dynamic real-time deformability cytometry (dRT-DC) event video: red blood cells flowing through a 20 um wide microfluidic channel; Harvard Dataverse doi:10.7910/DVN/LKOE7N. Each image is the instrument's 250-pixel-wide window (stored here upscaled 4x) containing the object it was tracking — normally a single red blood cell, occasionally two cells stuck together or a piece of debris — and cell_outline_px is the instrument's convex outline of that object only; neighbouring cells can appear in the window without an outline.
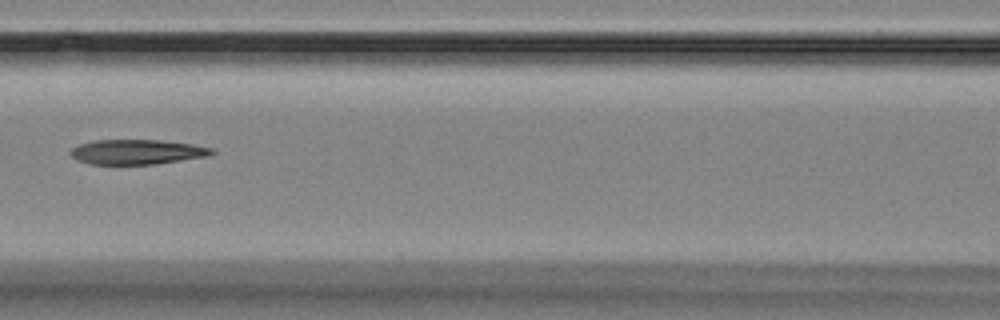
{"species": "Egyptian fruit bat (a non-hibernating species)", "species_latin": "Rousettus aegyptiacus", "temperature_condition": "room temperature", "stored_images_in_passage": 13, "camera_frame_rate_fps": 3000, "um_per_image_px": 0.085, "animal": {"sex": "female"}, "frame": {"image": 1, "passage_image": 6, "time_ms": 6.0, "image_size_px": [1000, 320], "cell_outline_px": [[216, 152], [208, 156], [156, 164], [88, 164], [76, 160], [68, 152], [72, 148], [80, 144], [96, 140], [160, 140], [192, 144], [212, 148]], "centroid_in_image_um": [11.63, 12.91], "position_along_channel_um": 155.0, "area_um2": 20.46}}
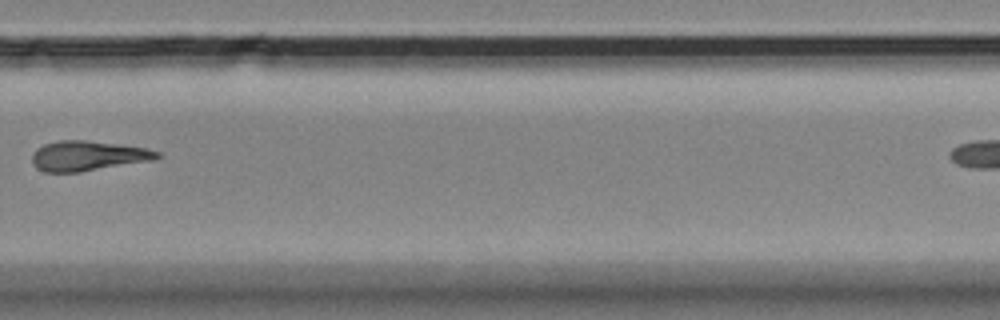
{"frame": {"image": 2, "passage_image": 10, "time_ms": 10.667, "image_size_px": [1000, 320], "cell_outline_px": [[160, 156], [156, 160], [80, 172], [44, 172], [36, 168], [32, 164], [32, 152], [36, 148], [44, 144], [60, 140], [84, 140], [144, 148], [160, 152]], "centroid_in_image_um": [7.43, 13.26], "position_along_channel_um": 322.4, "area_um2": 21.85}}
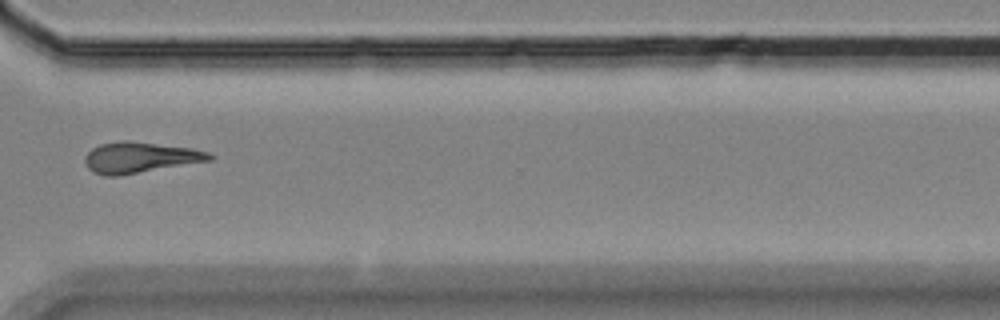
{"frame": {"image": 3, "passage_image": 11, "time_ms": 11.667, "image_size_px": [1000, 320], "cell_outline_px": [[212, 160], [116, 176], [104, 176], [92, 172], [88, 168], [84, 160], [84, 156], [92, 148], [100, 144], [120, 140], [128, 140], [192, 148], [208, 152], [212, 156]], "centroid_in_image_um": [11.85, 13.38], "position_along_channel_um": 358.8, "area_um2": 22.31}}